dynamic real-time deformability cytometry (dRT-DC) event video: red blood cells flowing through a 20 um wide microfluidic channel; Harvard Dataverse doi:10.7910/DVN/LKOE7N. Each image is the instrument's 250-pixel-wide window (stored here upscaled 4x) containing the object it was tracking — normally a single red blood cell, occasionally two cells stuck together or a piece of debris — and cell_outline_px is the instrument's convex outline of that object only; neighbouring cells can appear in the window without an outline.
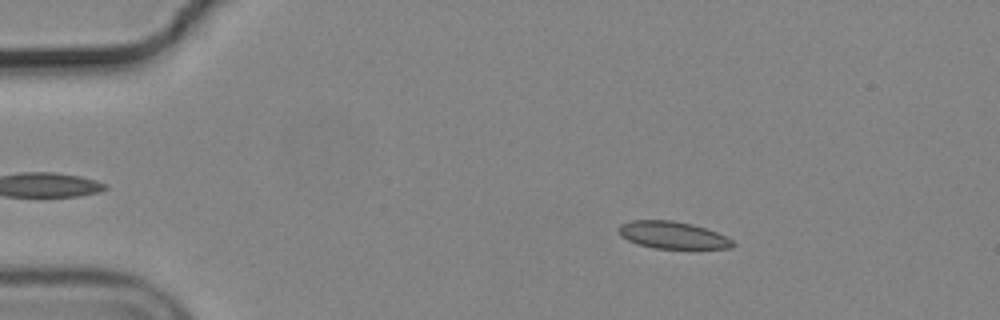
{"species": "common noctule bat (a hibernating species)", "species_latin": "Nyctalus noctula", "temperature_condition": "cold", "stored_images_in_passage": 55, "camera_frame_rate_fps": 3000, "um_per_image_px": 0.085, "animal": {"sex": "male", "body_mass_g": 19.2, "forearm_length_mm": 51.8}, "frame": {"image": 1, "passage_image": 9, "time_ms": 2.667, "image_size_px": [1000, 320], "cell_outline_px": [[736, 244], [732, 248], [656, 248], [636, 244], [620, 236], [616, 228], [620, 224], [632, 220], [672, 220], [692, 224], [716, 232], [732, 240]], "centroid_in_image_um": [57.11, 19.97], "position_along_channel_um": 27.9, "area_um2": 18.03}}
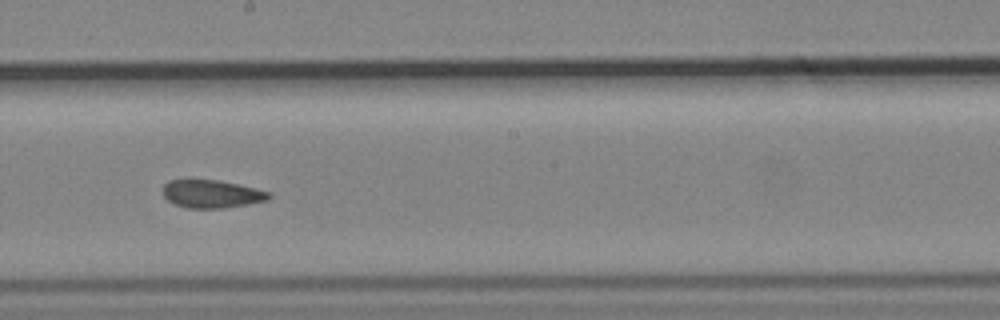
{"frame": {"image": 2, "passage_image": 31, "time_ms": 10.0, "image_size_px": [1000, 320], "cell_outline_px": [[272, 196], [268, 200], [220, 208], [188, 208], [176, 204], [168, 200], [164, 196], [164, 184], [168, 180], [216, 180], [256, 188], [272, 192]], "centroid_in_image_um": [18.01, 16.48], "position_along_channel_um": 230.2, "area_um2": 16.99}}
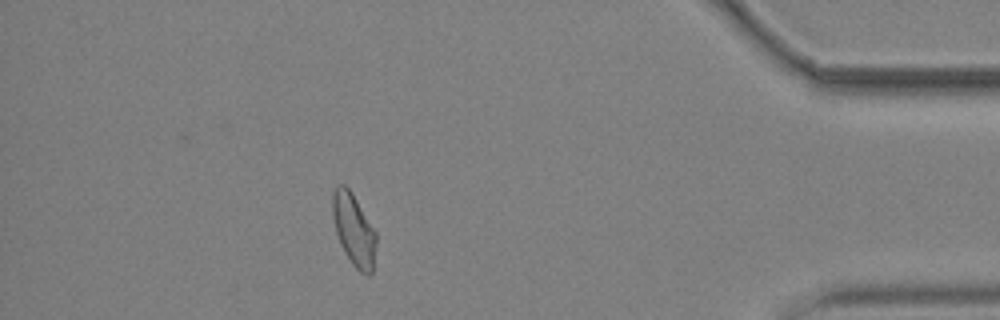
{"frame": {"image": 3, "passage_image": 49, "time_ms": 16.0, "image_size_px": [1000, 320], "cell_outline_px": [[376, 244], [372, 272], [368, 276], [360, 272], [352, 264], [344, 252], [340, 244], [336, 232], [332, 216], [332, 192], [336, 184], [344, 184], [352, 192], [376, 232]], "centroid_in_image_um": [30.05, 19.51], "position_along_channel_um": 405.1, "area_um2": 18.44}, "authors_computed_cell_mechanics": {"area_um2": 18.0336, "velocity_mm_per_s": 3.6789, "shape_relaxation_time_tau1_ms": null, "shape_relaxation_time_tau2_ms": 2.1313, "deformation_change_tau1": null, "deformation_change_tau2": 0.0707}}